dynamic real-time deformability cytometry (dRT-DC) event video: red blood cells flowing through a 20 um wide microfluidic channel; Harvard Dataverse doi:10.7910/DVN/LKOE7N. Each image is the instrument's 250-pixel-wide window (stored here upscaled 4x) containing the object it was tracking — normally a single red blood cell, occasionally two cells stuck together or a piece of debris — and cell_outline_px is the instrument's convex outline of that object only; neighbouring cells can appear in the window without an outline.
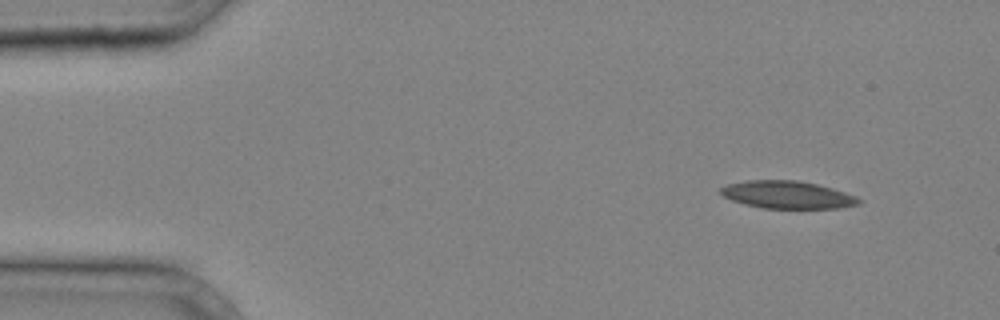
{"species": "common noctule bat (a hibernating species)", "species_latin": "Nyctalus noctula", "temperature_condition": "cold", "stored_images_in_passage": 35, "camera_frame_rate_fps": 3000, "um_per_image_px": 0.085, "animal": {"sex": "male", "body_mass_g": 20.4}, "frame": {"image": 1, "passage_image": 1, "time_ms": 0.0, "image_size_px": [1000, 320], "cell_outline_px": [[860, 204], [840, 208], [764, 208], [732, 200], [724, 196], [720, 192], [720, 188], [728, 184], [748, 180], [796, 180], [816, 184], [832, 188], [856, 196], [860, 200]], "centroid_in_image_um": [66.95, 16.55], "position_along_channel_um": 18.1, "area_um2": 21.91}}
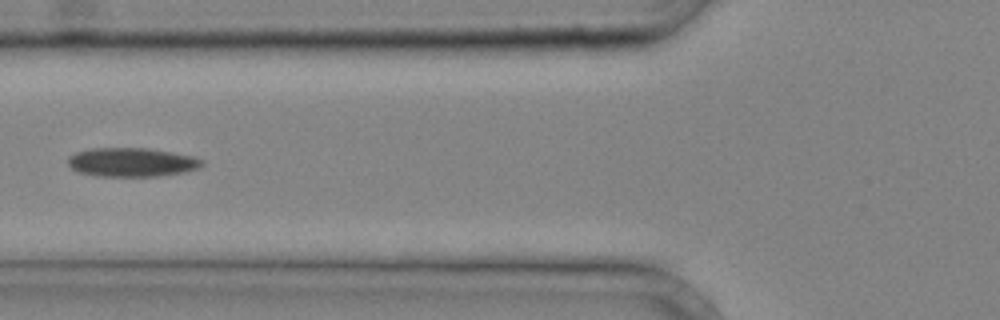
{"frame": {"image": 2, "passage_image": 12, "time_ms": 3.667, "image_size_px": [1000, 320], "cell_outline_px": [[204, 164], [200, 168], [184, 172], [160, 176], [96, 176], [80, 172], [72, 168], [68, 164], [68, 156], [76, 152], [92, 148], [148, 148], [196, 156], [204, 160]], "centroid_in_image_um": [11.25, 13.78], "position_along_channel_um": 114.6, "area_um2": 22.77}}
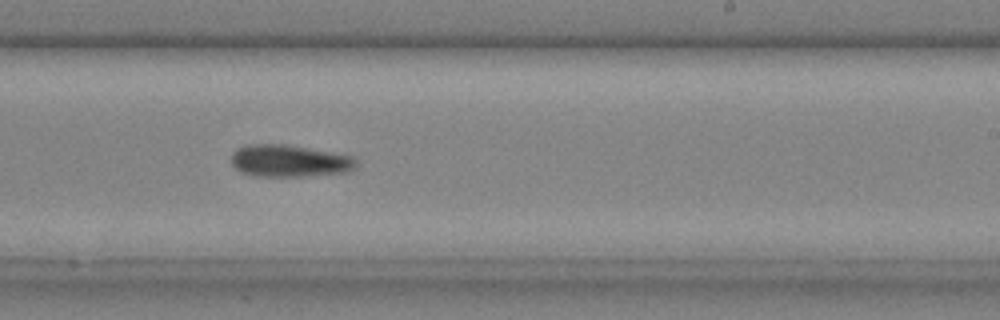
{"frame": {"image": 3, "passage_image": 21, "time_ms": 6.667, "image_size_px": [1000, 320], "cell_outline_px": [[356, 168], [348, 172], [300, 176], [260, 176], [240, 172], [232, 164], [232, 152], [236, 148], [248, 144], [284, 144], [308, 148], [352, 156], [356, 160]], "centroid_in_image_um": [24.58, 13.67], "position_along_channel_um": 264.4, "area_um2": 23.24}}